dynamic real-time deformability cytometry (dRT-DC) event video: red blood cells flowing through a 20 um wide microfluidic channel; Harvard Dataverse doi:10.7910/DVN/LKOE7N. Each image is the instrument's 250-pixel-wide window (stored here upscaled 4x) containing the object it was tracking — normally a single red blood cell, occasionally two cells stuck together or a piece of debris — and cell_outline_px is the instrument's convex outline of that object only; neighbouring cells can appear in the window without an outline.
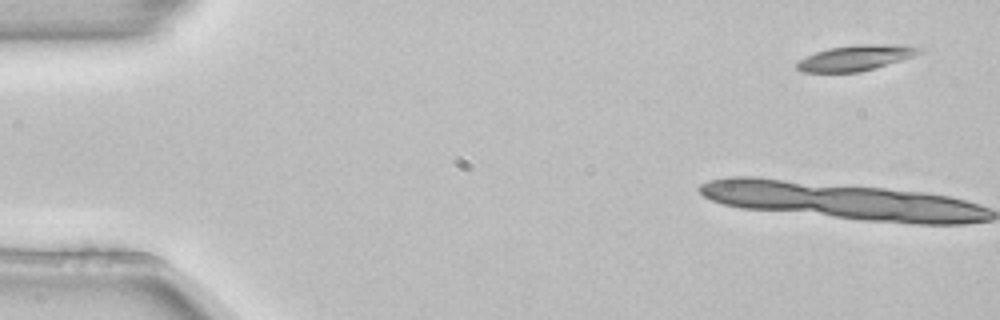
{"species": "common noctule bat (a hibernating species)", "species_latin": "Nyctalus noctula", "temperature_condition": "room temperature", "stored_images_in_passage": 6, "camera_frame_rate_fps": 3000, "um_per_image_px": 0.085, "animal": {"sex": "female", "body_mass_g": 22.7, "forearm_length_mm": 54.2}, "frame": {"image": 1, "passage_image": 1, "time_ms": 0.0, "image_size_px": [1000, 320], "cell_outline_px": [[924, 52], [900, 60], [860, 72], [804, 72], [796, 68], [796, 64], [800, 60], [816, 52], [828, 48], [856, 44], [908, 44], [924, 48]], "centroid_in_image_um": [72.8, 4.89], "position_along_channel_um": 12.2, "area_um2": 18.21}}